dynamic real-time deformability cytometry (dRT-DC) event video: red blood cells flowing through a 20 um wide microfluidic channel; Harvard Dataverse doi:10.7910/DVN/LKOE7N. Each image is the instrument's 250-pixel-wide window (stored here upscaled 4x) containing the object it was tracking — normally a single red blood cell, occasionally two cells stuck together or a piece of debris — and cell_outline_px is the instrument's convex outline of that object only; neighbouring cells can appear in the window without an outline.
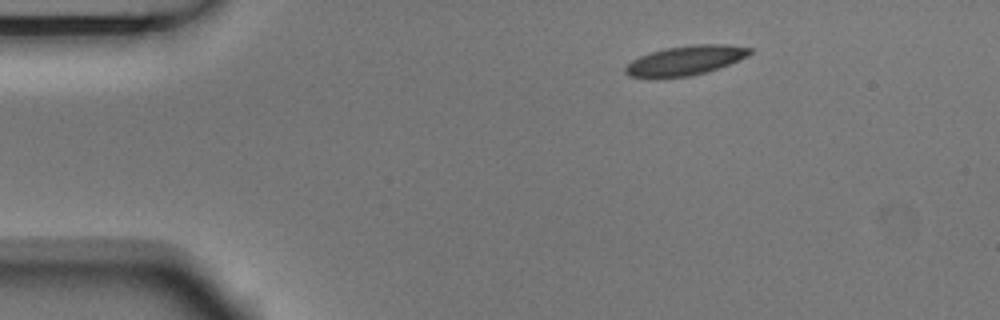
{"species": "Egyptian fruit bat (a non-hibernating species)", "species_latin": "Rousettus aegyptiacus", "temperature_condition": "room temperature", "stored_images_in_passage": 3, "camera_frame_rate_fps": 3000, "um_per_image_px": 0.085, "animal": {"sex": "male"}, "frame": {"image": 1, "passage_image": 1, "time_ms": 0.0, "image_size_px": [1000, 320], "cell_outline_px": [[752, 52], [748, 56], [740, 60], [704, 72], [688, 76], [656, 80], [628, 76], [624, 72], [624, 68], [632, 60], [640, 56], [664, 48], [696, 44], [728, 44], [752, 48]], "centroid_in_image_um": [58.21, 5.16], "position_along_channel_um": 26.8, "area_um2": 21.73}}
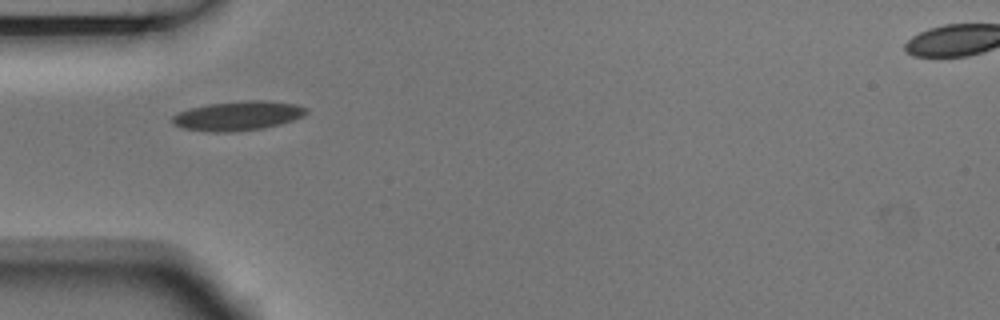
{"frame": {"image": 2, "passage_image": 3, "time_ms": 0.667, "image_size_px": [1000, 320], "cell_outline_px": [[308, 112], [304, 116], [280, 124], [264, 128], [232, 132], [208, 132], [184, 128], [172, 124], [172, 116], [176, 112], [188, 108], [208, 104], [244, 100], [268, 100], [296, 104], [308, 108]], "centroid_in_image_um": [20.21, 9.83], "position_along_channel_um": 64.8, "area_um2": 23.24}}